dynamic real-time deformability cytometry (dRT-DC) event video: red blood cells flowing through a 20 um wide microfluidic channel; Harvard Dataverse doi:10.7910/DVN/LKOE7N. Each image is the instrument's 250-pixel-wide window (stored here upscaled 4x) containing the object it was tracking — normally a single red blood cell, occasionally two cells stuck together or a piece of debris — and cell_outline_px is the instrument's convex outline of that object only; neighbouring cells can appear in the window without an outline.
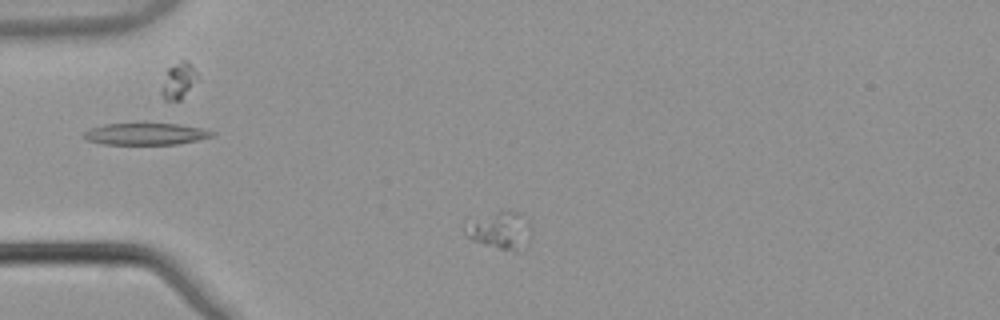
{"species": "common noctule bat (a hibernating species)", "species_latin": "Nyctalus noctula", "temperature_condition": "warm", "stored_images_in_passage": 6, "camera_frame_rate_fps": 3000, "um_per_image_px": 0.085, "animal": {"sex": "male", "body_mass_g": 21.5, "forearm_length_mm": 52.0}, "frame": {"image": 1, "passage_image": 5, "time_ms": 1.333, "image_size_px": [1000, 320], "cell_outline_px": [[532, 232], [524, 252], [516, 252], [484, 244], [472, 240], [464, 232], [464, 228], [500, 208], [520, 212], [528, 220], [532, 228]], "centroid_in_image_um": [42.66, 19.59], "position_along_channel_um": 42.3, "area_um2": 14.51}}